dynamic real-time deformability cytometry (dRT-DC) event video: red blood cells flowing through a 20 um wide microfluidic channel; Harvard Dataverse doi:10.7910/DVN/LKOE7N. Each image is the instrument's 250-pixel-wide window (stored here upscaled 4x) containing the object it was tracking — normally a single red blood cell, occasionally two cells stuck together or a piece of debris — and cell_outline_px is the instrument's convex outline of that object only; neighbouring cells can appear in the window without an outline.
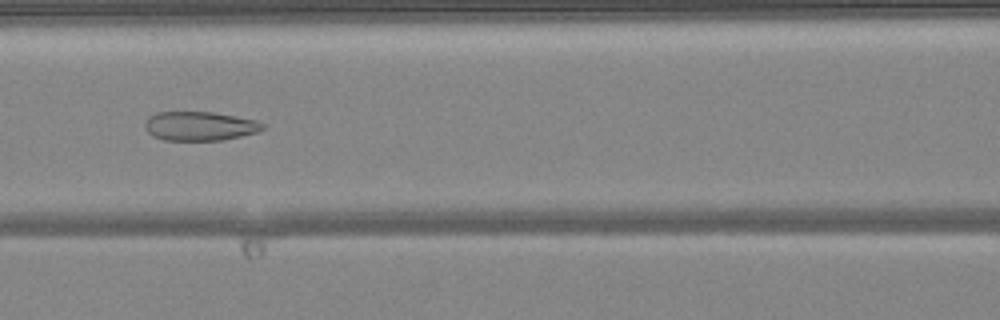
{"species": "common noctule bat (a hibernating species)", "species_latin": "Nyctalus noctula", "temperature_condition": "warm", "stored_images_in_passage": 37, "camera_frame_rate_fps": 3000, "um_per_image_px": 0.085, "animal": {"sex": "female", "body_mass_g": 24.6, "forearm_length_mm": 56.2}, "frame": {"image": 1, "passage_image": 19, "time_ms": 6.0, "image_size_px": [1000, 320], "cell_outline_px": [[264, 128], [256, 132], [224, 140], [164, 140], [152, 136], [144, 128], [144, 120], [148, 116], [156, 112], [212, 112], [236, 116], [256, 120], [264, 124]], "centroid_in_image_um": [16.92, 10.71], "position_along_channel_um": 149.7, "area_um2": 20.06}}
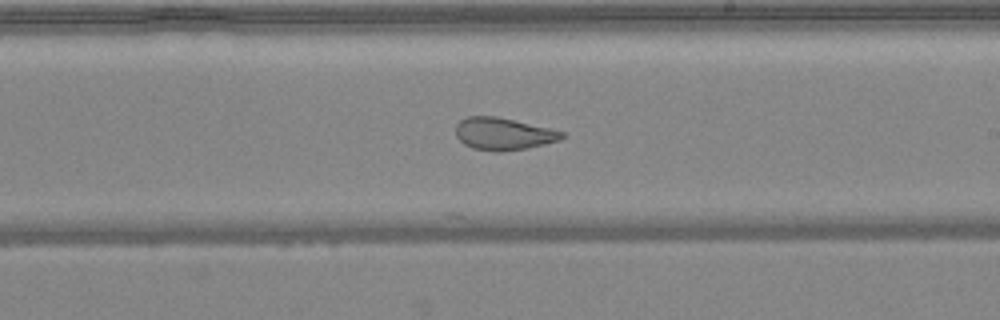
{"frame": {"image": 2, "passage_image": 26, "time_ms": 8.333, "image_size_px": [1000, 320], "cell_outline_px": [[564, 136], [560, 140], [528, 148], [500, 152], [492, 152], [472, 148], [464, 144], [456, 136], [456, 124], [460, 120], [468, 116], [496, 116], [548, 128], [564, 132]], "centroid_in_image_um": [42.75, 11.39], "position_along_channel_um": 246.2, "area_um2": 19.94}}
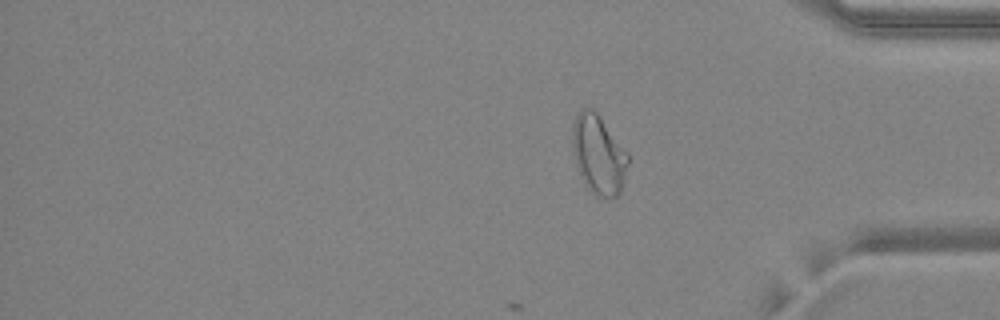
{"frame": {"image": 3, "passage_image": 37, "time_ms": 12.0, "image_size_px": [1000, 320], "cell_outline_px": [[628, 164], [620, 192], [616, 196], [596, 196], [588, 188], [580, 176], [576, 164], [572, 148], [572, 124], [580, 108], [592, 108], [600, 116], [628, 152]], "centroid_in_image_um": [50.86, 13.1], "position_along_channel_um": 384.3, "area_um2": 25.61}, "authors_computed_cell_mechanics": {"area_um2": 22.0796, "velocity_mm_per_s": 4.1524, "shape_relaxation_time_tau1_ms": null, "shape_relaxation_time_tau2_ms": 1.3521, "deformation_change_tau1": null, "deformation_change_tau2": 0.0901}}